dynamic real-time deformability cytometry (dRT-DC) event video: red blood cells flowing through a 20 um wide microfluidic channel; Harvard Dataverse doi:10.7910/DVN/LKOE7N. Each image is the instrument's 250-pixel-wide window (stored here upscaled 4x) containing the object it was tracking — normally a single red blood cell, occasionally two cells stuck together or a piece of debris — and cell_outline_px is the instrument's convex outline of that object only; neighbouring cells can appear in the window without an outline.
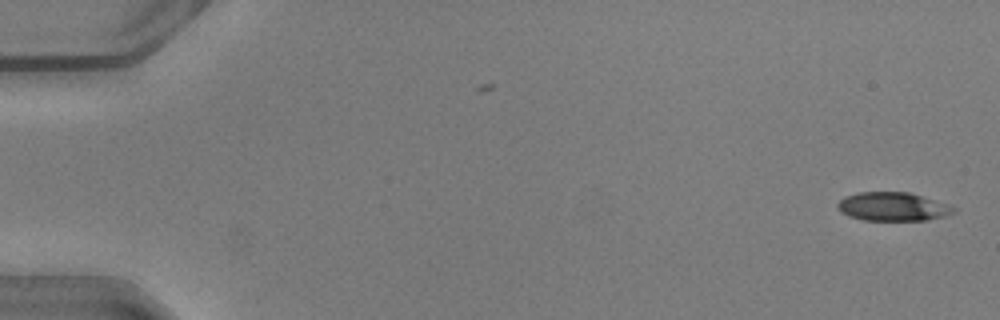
{"species": "common noctule bat (a hibernating species)", "species_latin": "Nyctalus noctula", "temperature_condition": "warm", "stored_images_in_passage": 50, "camera_frame_rate_fps": 3000, "um_per_image_px": 0.085, "animal": {"sex": "male", "body_mass_g": 20.5, "forearm_length_mm": 52.5}, "frame": {"image": 1, "passage_image": 1, "time_ms": 0.0, "image_size_px": [1000, 320], "cell_outline_px": [[956, 212], [944, 216], [928, 220], [864, 220], [848, 216], [840, 212], [836, 204], [844, 196], [856, 192], [908, 192], [948, 204], [956, 208]], "centroid_in_image_um": [75.86, 17.56], "position_along_channel_um": 9.1, "area_um2": 19.42}}
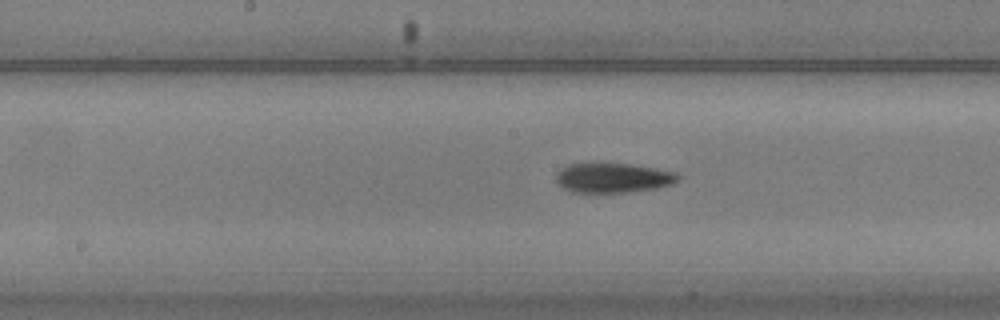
{"frame": {"image": 2, "passage_image": 26, "time_ms": 8.333, "image_size_px": [1000, 320], "cell_outline_px": [[680, 180], [672, 184], [656, 188], [628, 192], [572, 192], [556, 184], [556, 176], [560, 168], [568, 164], [592, 160], [604, 160], [632, 164], [656, 168], [676, 172], [680, 176]], "centroid_in_image_um": [52.06, 15.05], "position_along_channel_um": 196.1, "area_um2": 22.2}}
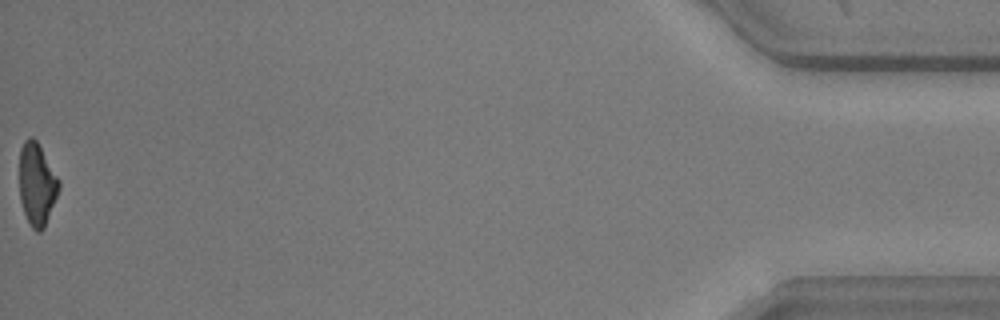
{"frame": {"image": 3, "passage_image": 50, "time_ms": 16.333, "image_size_px": [1000, 320], "cell_outline_px": [[60, 188], [44, 228], [40, 232], [36, 232], [32, 228], [24, 212], [20, 200], [20, 148], [24, 140], [28, 136], [32, 136], [36, 140], [60, 180]], "centroid_in_image_um": [3.14, 15.65], "position_along_channel_um": 432.1, "area_um2": 18.9}, "authors_computed_cell_mechanics": {"area_um2": 20.7213, "velocity_mm_per_s": 4.1141, "shape_relaxation_time_tau1_ms": 5.1931, "shape_relaxation_time_tau2_ms": 6.271, "deformation_change_tau1": 0.1778, "deformation_change_tau2": 0.1538}}